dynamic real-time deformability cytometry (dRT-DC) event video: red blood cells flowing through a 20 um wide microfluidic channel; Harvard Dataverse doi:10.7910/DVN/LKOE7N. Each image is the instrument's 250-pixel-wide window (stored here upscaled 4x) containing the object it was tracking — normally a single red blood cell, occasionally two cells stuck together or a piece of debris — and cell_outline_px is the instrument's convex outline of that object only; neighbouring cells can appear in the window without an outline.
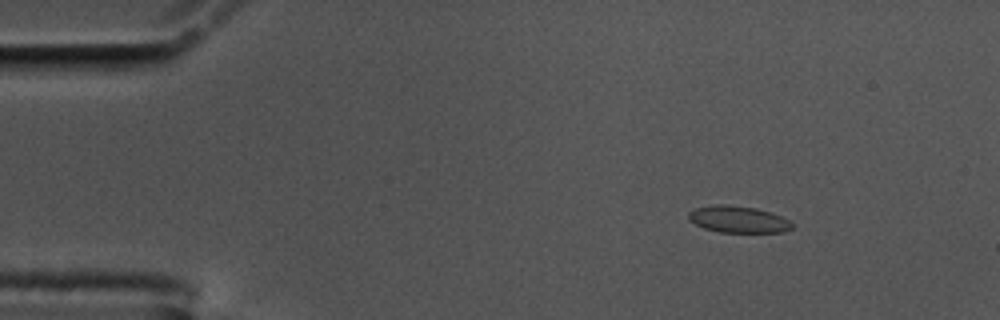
{"species": "common noctule bat (a hibernating species)", "species_latin": "Nyctalus noctula", "temperature_condition": "cold", "stored_images_in_passage": 50, "camera_frame_rate_fps": 3000, "um_per_image_px": 0.085, "animal": {"sex": "male", "body_mass_g": 17.5, "forearm_length_mm": 52.3}, "frame": {"image": 1, "passage_image": 1, "time_ms": 0.0, "image_size_px": [1000, 320], "cell_outline_px": [[792, 228], [784, 232], [720, 232], [704, 228], [688, 220], [688, 212], [692, 208], [716, 204], [724, 204], [756, 208], [772, 212], [788, 220], [792, 224]], "centroid_in_image_um": [62.71, 18.63], "position_along_channel_um": 22.3, "area_um2": 16.18}}
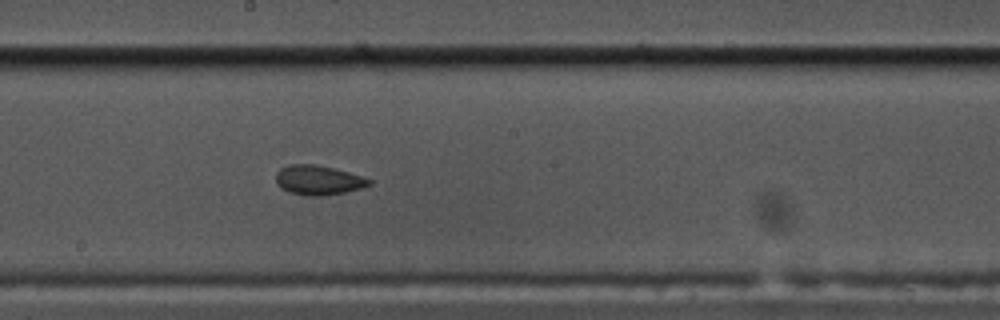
{"frame": {"image": 2, "passage_image": 24, "time_ms": 7.667, "image_size_px": [1000, 320], "cell_outline_px": [[372, 184], [364, 188], [344, 192], [320, 196], [308, 196], [288, 192], [280, 188], [276, 180], [276, 172], [280, 168], [288, 164], [316, 164], [348, 172], [372, 180]], "centroid_in_image_um": [27.04, 15.31], "position_along_channel_um": 221.2, "area_um2": 16.13}}
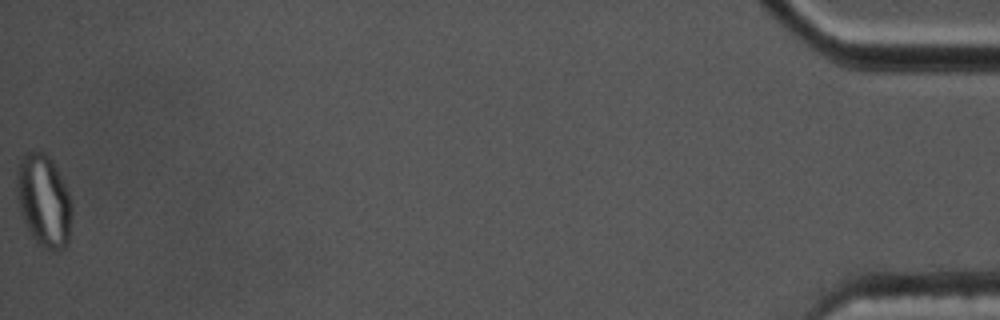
{"frame": {"image": 3, "passage_image": 50, "time_ms": 16.333, "image_size_px": [1000, 320], "cell_outline_px": [[72, 212], [68, 244], [64, 248], [44, 248], [36, 244], [24, 220], [20, 208], [16, 192], [16, 172], [20, 160], [24, 152], [44, 152], [52, 160], [68, 192], [72, 208]], "centroid_in_image_um": [3.71, 17.04], "position_along_channel_um": 431.5, "area_um2": 29.42}, "authors_computed_cell_mechanics": {"area_um2": 16.4441, "velocity_mm_per_s": 3.5732, "shape_relaxation_time_tau1_ms": null, "shape_relaxation_time_tau2_ms": 1.7639, "deformation_change_tau1": null, "deformation_change_tau2": 0.0591}}